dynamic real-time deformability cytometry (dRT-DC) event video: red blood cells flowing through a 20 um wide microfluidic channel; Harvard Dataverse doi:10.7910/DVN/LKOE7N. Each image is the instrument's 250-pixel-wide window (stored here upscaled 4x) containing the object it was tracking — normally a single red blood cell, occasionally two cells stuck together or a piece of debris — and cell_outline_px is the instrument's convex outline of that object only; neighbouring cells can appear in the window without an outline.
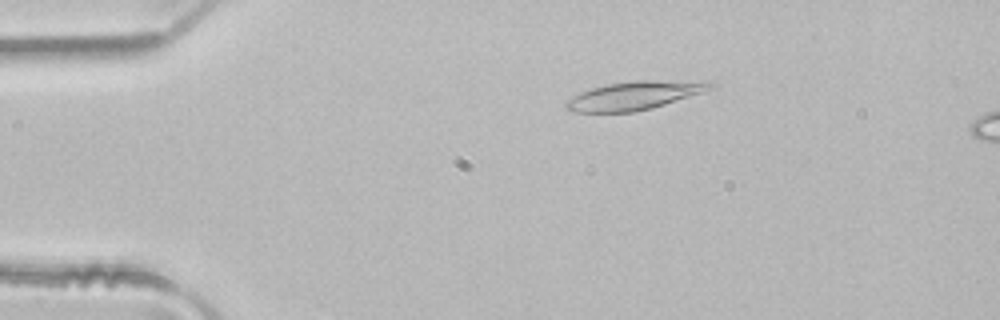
{"species": "common noctule bat (a hibernating species)", "species_latin": "Nyctalus noctula", "temperature_condition": "room temperature", "stored_images_in_passage": 25, "camera_frame_rate_fps": 3000, "um_per_image_px": 0.085, "animal": {"sex": "male", "body_mass_g": 21.5, "forearm_length_mm": 52.0}, "frame": {"image": 1, "passage_image": 9, "time_ms": 2.667, "image_size_px": [1000, 320], "cell_outline_px": [[716, 88], [704, 92], [652, 108], [632, 112], [568, 112], [564, 108], [564, 104], [568, 100], [580, 92], [592, 88], [608, 84], [636, 80], [712, 80], [716, 84]], "centroid_in_image_um": [54.02, 8.1], "position_along_channel_um": 31.0, "area_um2": 24.33}}
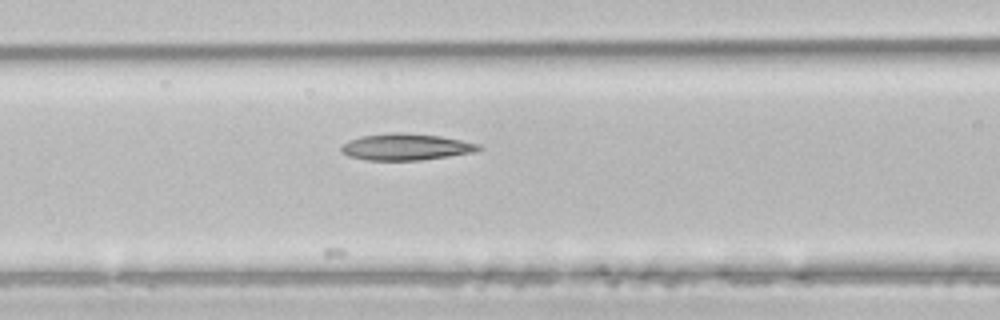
{"frame": {"image": 2, "passage_image": 20, "time_ms": 6.333, "image_size_px": [1000, 320], "cell_outline_px": [[484, 148], [476, 152], [420, 160], [368, 160], [348, 156], [340, 152], [340, 148], [348, 140], [360, 136], [392, 132], [404, 132], [440, 136], [480, 144]], "centroid_in_image_um": [34.5, 12.48], "position_along_channel_um": 132.1, "area_um2": 21.39}}